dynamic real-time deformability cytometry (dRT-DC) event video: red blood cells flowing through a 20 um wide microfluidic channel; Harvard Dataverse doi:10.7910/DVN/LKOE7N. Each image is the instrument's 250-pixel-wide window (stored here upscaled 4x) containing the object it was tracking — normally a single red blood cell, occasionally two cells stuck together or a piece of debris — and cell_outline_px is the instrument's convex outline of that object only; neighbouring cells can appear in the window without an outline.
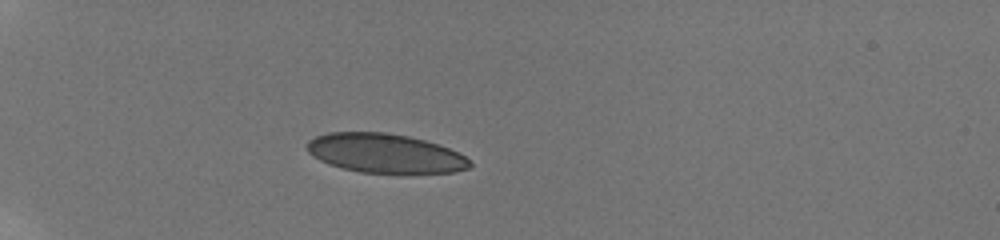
{"species": "human", "species_latin": "Homo sapiens", "temperature_condition": "room temperature", "stored_images_in_passage": 14, "camera_frame_rate_fps": 3000, "um_per_image_px": 0.085, "donor": {"sex": "male"}, "frame": {"image": 1, "passage_image": 5, "time_ms": 5.0, "image_size_px": [1000, 240], "cell_outline_px": [[472, 164], [468, 168], [452, 172], [360, 172], [328, 164], [312, 156], [308, 152], [308, 140], [316, 136], [328, 132], [384, 132], [408, 136], [440, 144], [464, 156]], "centroid_in_image_um": [32.69, 13.01], "position_along_channel_um": 52.3, "area_um2": 36.7}}
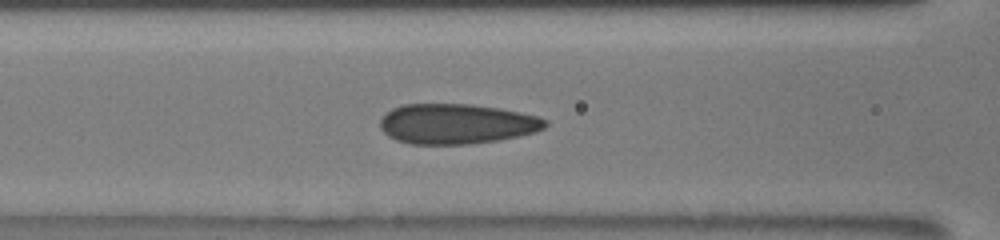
{"frame": {"image": 2, "passage_image": 10, "time_ms": 8.0, "image_size_px": [1000, 240], "cell_outline_px": [[548, 124], [544, 128], [536, 132], [520, 136], [500, 140], [468, 144], [412, 144], [396, 140], [388, 136], [380, 128], [380, 120], [392, 108], [404, 104], [468, 104], [500, 108], [520, 112], [536, 116], [548, 120]], "centroid_in_image_um": [38.83, 10.53], "position_along_channel_um": 127.8, "area_um2": 38.73}}
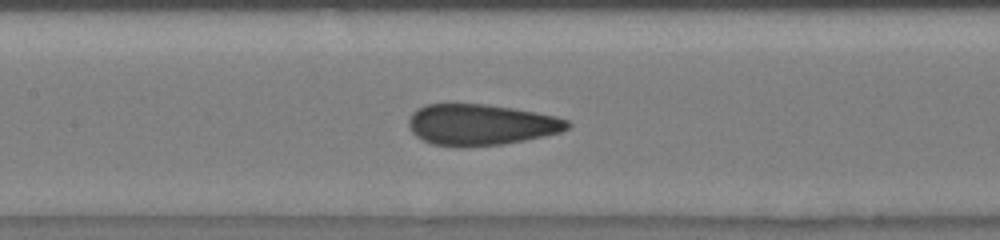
{"frame": {"image": 3, "passage_image": 12, "time_ms": 9.0, "image_size_px": [1000, 240], "cell_outline_px": [[572, 124], [568, 128], [560, 132], [544, 136], [524, 140], [500, 144], [464, 148], [456, 148], [432, 144], [416, 136], [412, 132], [408, 124], [408, 120], [412, 112], [416, 108], [428, 104], [484, 104], [512, 108], [556, 116], [568, 120]], "centroid_in_image_um": [40.84, 10.61], "position_along_channel_um": 166.6, "area_um2": 38.21}}